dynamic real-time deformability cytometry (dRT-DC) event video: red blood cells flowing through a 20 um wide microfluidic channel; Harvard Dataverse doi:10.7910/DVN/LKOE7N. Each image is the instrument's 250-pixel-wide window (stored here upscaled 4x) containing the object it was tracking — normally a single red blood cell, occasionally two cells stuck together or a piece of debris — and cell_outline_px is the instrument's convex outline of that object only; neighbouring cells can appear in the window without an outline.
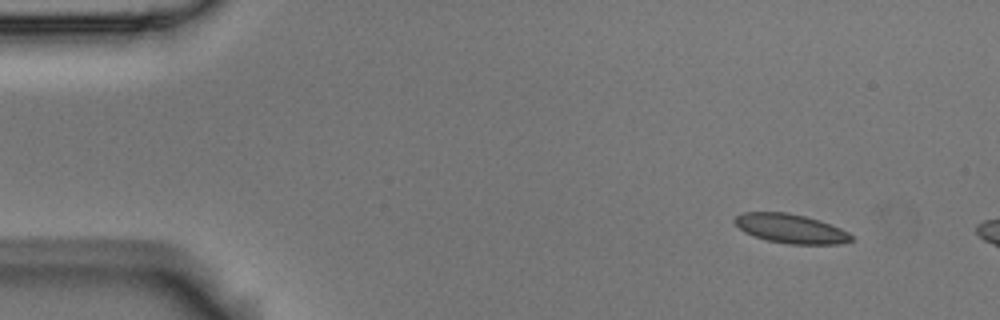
{"species": "Egyptian fruit bat (a non-hibernating species)", "species_latin": "Rousettus aegyptiacus", "temperature_condition": "room temperature", "stored_images_in_passage": 6, "camera_frame_rate_fps": 3000, "um_per_image_px": 0.085, "animal": {"sex": "male"}, "frame": {"image": 1, "passage_image": 1, "time_ms": 0.0, "image_size_px": [1000, 320], "cell_outline_px": [[852, 240], [840, 244], [788, 244], [768, 240], [744, 232], [732, 220], [736, 216], [744, 212], [788, 212], [820, 220], [840, 228], [848, 232], [852, 236]], "centroid_in_image_um": [67.21, 19.42], "position_along_channel_um": 17.8, "area_um2": 19.71}}
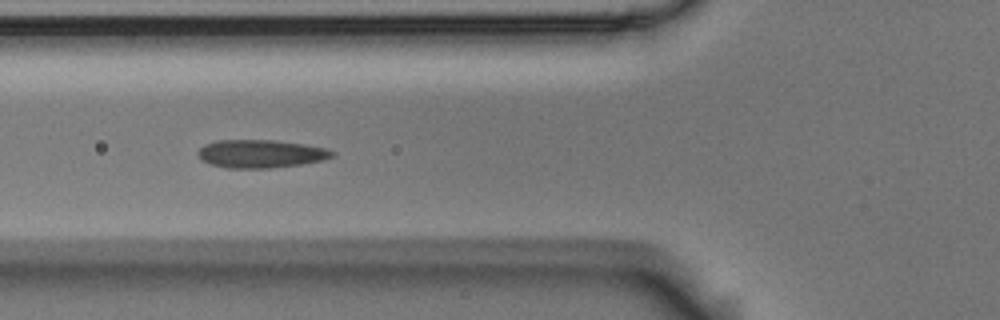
{"frame": {"image": 2, "passage_image": 5, "time_ms": 1.333, "image_size_px": [1000, 320], "cell_outline_px": [[336, 152], [332, 156], [324, 160], [300, 164], [272, 168], [228, 168], [212, 164], [200, 160], [196, 156], [196, 152], [204, 144], [216, 140], [276, 140], [304, 144], [328, 148]], "centroid_in_image_um": [22.14, 13.06], "position_along_channel_um": 103.7, "area_um2": 22.2}}
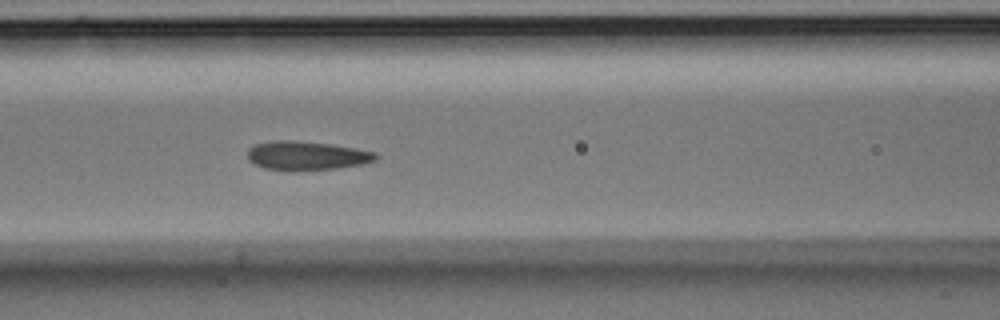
{"frame": {"image": 3, "passage_image": 6, "time_ms": 1.667, "image_size_px": [1000, 320], "cell_outline_px": [[380, 156], [376, 160], [364, 164], [336, 168], [264, 168], [248, 160], [248, 148], [256, 144], [272, 140], [288, 140], [332, 144], [376, 152]], "centroid_in_image_um": [26.11, 13.19], "position_along_channel_um": 140.5, "area_um2": 20.87}}